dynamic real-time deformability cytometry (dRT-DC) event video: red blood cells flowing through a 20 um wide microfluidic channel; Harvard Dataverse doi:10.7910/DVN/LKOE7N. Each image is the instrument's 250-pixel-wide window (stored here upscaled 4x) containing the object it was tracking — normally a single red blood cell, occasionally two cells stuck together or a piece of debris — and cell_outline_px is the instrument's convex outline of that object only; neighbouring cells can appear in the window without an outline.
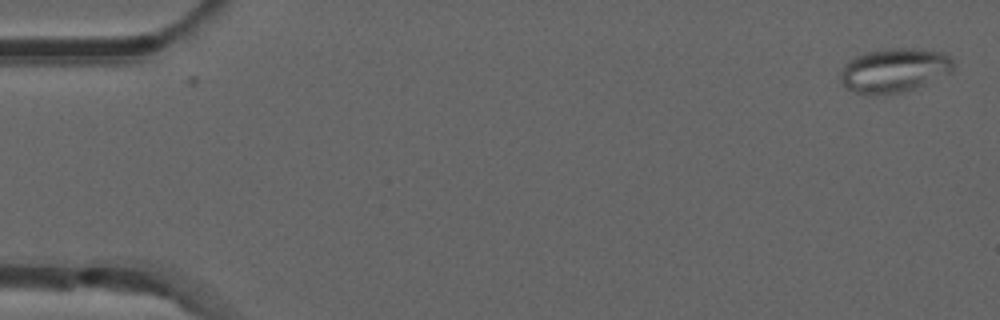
{"species": "common noctule bat (a hibernating species)", "species_latin": "Nyctalus noctula", "temperature_condition": "room temperature", "stored_images_in_passage": 2, "camera_frame_rate_fps": 3000, "um_per_image_px": 0.085, "animal": {"sex": "male", "forearm_length_mm": 52.5}, "frame": {"image": 1, "passage_image": 1, "time_ms": 0.0, "image_size_px": [1000, 320], "cell_outline_px": [[956, 68], [952, 72], [924, 84], [900, 92], [872, 96], [868, 96], [844, 88], [840, 84], [840, 72], [844, 64], [848, 60], [864, 52], [888, 48], [924, 48], [940, 52], [948, 56], [956, 64]], "centroid_in_image_um": [75.97, 5.97], "position_along_channel_um": 9.0, "area_um2": 29.54}}